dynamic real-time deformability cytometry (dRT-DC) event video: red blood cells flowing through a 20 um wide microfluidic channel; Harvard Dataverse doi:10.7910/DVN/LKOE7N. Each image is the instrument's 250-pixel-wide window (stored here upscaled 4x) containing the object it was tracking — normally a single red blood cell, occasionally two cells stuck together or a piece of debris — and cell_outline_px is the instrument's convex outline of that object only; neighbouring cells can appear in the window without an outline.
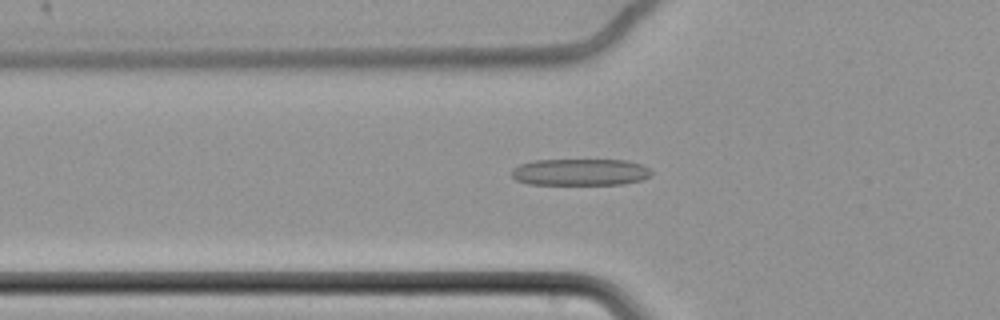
{"species": "common noctule bat (a hibernating species)", "species_latin": "Nyctalus noctula", "temperature_condition": "cold", "stored_images_in_passage": 62, "camera_frame_rate_fps": 3000, "um_per_image_px": 0.085, "animal": {"sex": "female", "body_mass_g": 22.7, "forearm_length_mm": 54.2}, "frame": {"image": 1, "passage_image": 24, "time_ms": 7.667, "image_size_px": [1000, 320], "cell_outline_px": [[652, 176], [644, 180], [624, 184], [528, 184], [516, 180], [512, 176], [512, 168], [520, 164], [532, 160], [628, 160], [640, 164], [648, 168], [652, 172]], "centroid_in_image_um": [49.34, 14.63], "position_along_channel_um": 76.5, "area_um2": 21.96}}
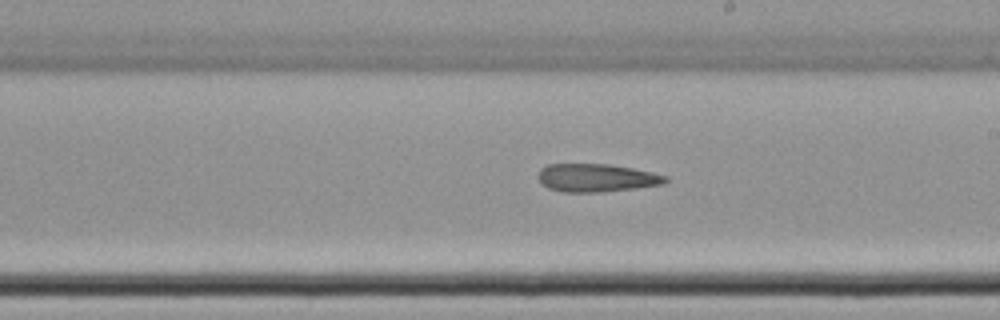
{"frame": {"image": 2, "passage_image": 38, "time_ms": 12.333, "image_size_px": [1000, 320], "cell_outline_px": [[668, 180], [664, 184], [636, 188], [600, 192], [564, 192], [548, 188], [540, 180], [540, 168], [548, 164], [608, 164], [632, 168], [652, 172], [668, 176]], "centroid_in_image_um": [50.74, 15.11], "position_along_channel_um": 238.3, "area_um2": 20.69}}
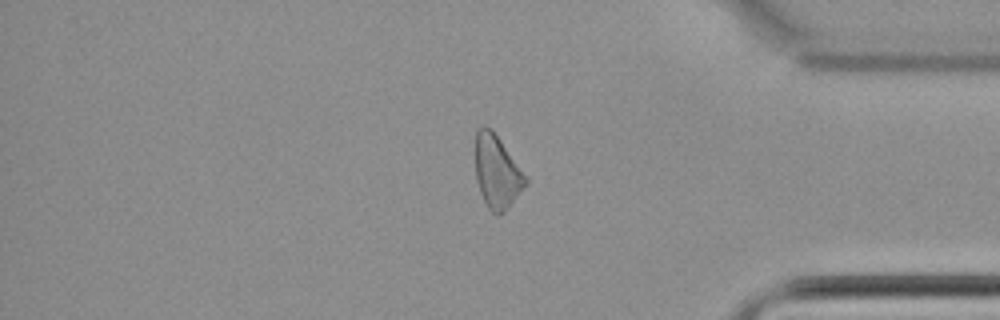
{"frame": {"image": 3, "passage_image": 53, "time_ms": 17.333, "image_size_px": [1000, 320], "cell_outline_px": [[528, 184], [504, 212], [500, 216], [496, 216], [488, 208], [480, 192], [476, 180], [476, 128], [480, 124], [484, 124], [492, 128], [528, 176]], "centroid_in_image_um": [42.26, 14.57], "position_along_channel_um": 392.9, "area_um2": 21.91}}